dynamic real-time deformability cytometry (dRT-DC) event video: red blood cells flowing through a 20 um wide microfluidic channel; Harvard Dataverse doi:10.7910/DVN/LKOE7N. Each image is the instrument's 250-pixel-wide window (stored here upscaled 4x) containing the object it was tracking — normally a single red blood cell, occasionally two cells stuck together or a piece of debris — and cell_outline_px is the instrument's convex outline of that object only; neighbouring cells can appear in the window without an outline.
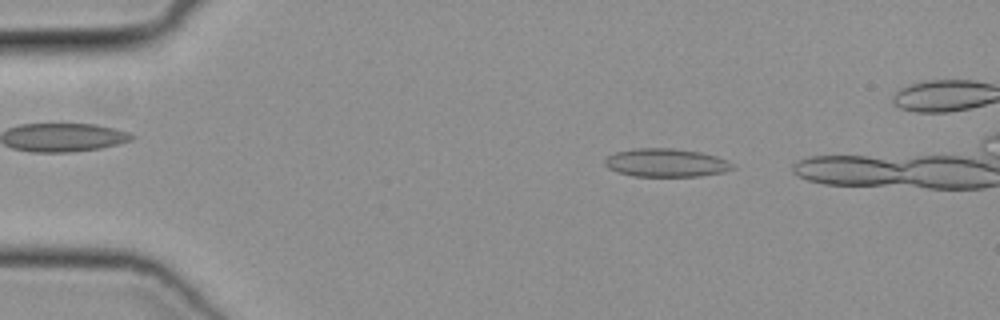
{"species": "common noctule bat (a hibernating species)", "species_latin": "Nyctalus noctula", "temperature_condition": "cold", "stored_images_in_passage": 13, "camera_frame_rate_fps": 3000, "um_per_image_px": 0.085, "animal": {"sex": "female", "body_mass_g": 19.3, "forearm_length_mm": 54.1}, "frame": {"image": 1, "passage_image": 6, "time_ms": 1.667, "image_size_px": [1000, 320], "cell_outline_px": [[736, 168], [724, 172], [700, 176], [632, 176], [616, 172], [608, 168], [604, 164], [604, 160], [608, 156], [616, 152], [632, 148], [672, 148], [700, 152], [716, 156], [728, 160]], "centroid_in_image_um": [56.61, 13.83], "position_along_channel_um": 28.4, "area_um2": 21.21}}